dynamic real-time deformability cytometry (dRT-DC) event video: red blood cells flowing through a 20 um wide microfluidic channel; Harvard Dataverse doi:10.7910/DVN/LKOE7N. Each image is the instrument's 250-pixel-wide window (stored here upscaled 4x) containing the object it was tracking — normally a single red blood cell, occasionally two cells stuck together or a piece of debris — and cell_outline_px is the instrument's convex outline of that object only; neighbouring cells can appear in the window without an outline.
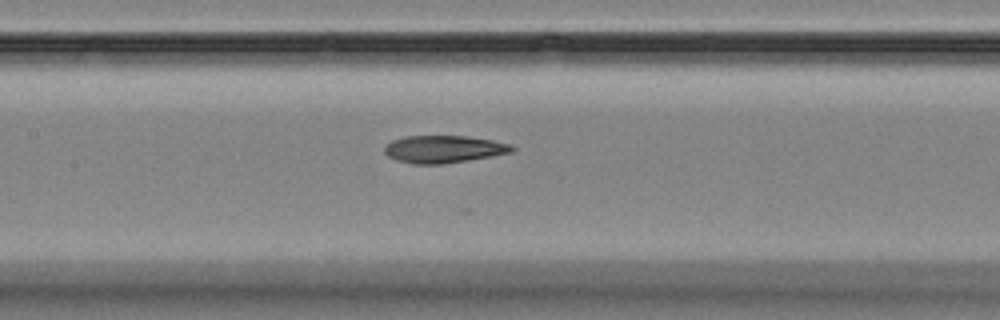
{"species": "Egyptian fruit bat (a non-hibernating species)", "species_latin": "Rousettus aegyptiacus", "temperature_condition": "room temperature", "stored_images_in_passage": 6, "segment_of_instrument_passage": [1, 2], "camera_frame_rate_fps": 3000, "um_per_image_px": 0.085, "animal": {"sex": "female"}, "frame": {"image": 1, "passage_image": 5, "time_ms": 5.667, "image_size_px": [1000, 320], "cell_outline_px": [[516, 148], [512, 152], [440, 164], [412, 164], [396, 160], [388, 156], [384, 152], [384, 148], [392, 140], [404, 136], [468, 136], [492, 140], [512, 144]], "centroid_in_image_um": [37.69, 12.66], "position_along_channel_um": 169.7, "area_um2": 20.17}}